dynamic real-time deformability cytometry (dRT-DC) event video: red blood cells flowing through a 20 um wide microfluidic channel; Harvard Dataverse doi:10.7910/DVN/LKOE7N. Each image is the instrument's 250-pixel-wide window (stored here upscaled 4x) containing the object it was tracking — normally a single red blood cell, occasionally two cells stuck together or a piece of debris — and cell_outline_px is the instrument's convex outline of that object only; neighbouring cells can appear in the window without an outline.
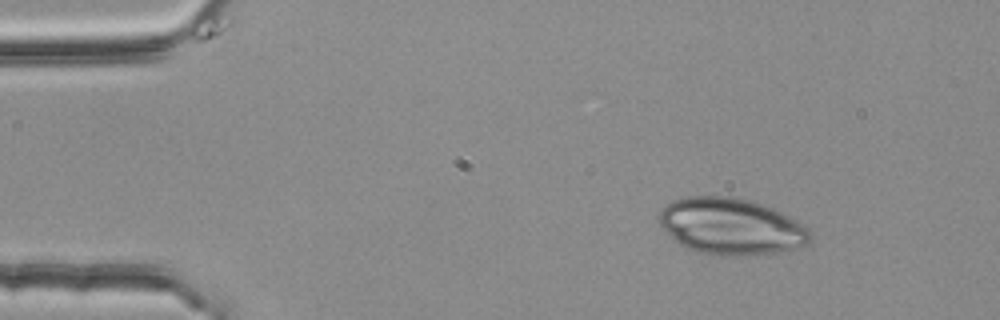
{"species": "common noctule bat (a hibernating species)", "species_latin": "Nyctalus noctula", "temperature_condition": "room temperature", "stored_images_in_passage": 3, "camera_frame_rate_fps": 3000, "um_per_image_px": 0.085, "animal": {"sex": "female", "body_mass_g": 25.1}, "frame": {"image": 1, "passage_image": 1, "time_ms": 0.0, "image_size_px": [1000, 320], "cell_outline_px": [[812, 240], [808, 244], [776, 252], [744, 256], [712, 256], [684, 248], [668, 236], [656, 220], [660, 208], [672, 200], [688, 196], [736, 196], [752, 200], [772, 208], [788, 216], [808, 228], [812, 232]], "centroid_in_image_um": [62.06, 19.25], "position_along_channel_um": 22.9, "area_um2": 50.63}}